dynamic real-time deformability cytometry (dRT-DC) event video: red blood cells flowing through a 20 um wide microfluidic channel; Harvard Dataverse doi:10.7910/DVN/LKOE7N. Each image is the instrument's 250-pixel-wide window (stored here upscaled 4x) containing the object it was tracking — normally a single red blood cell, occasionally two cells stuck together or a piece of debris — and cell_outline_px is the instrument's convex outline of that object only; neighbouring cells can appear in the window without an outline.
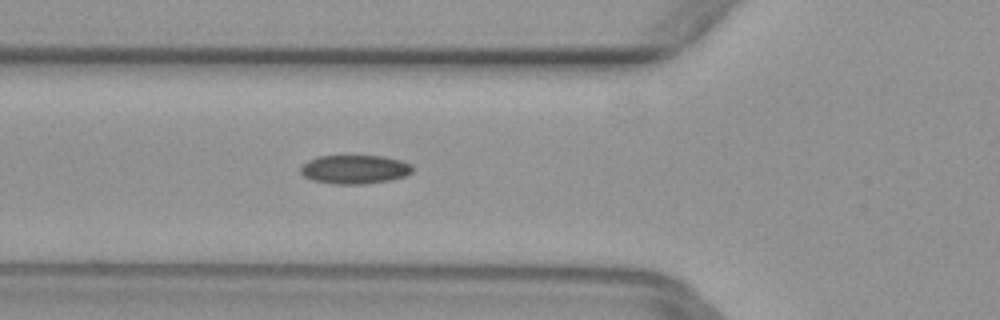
{"species": "common noctule bat (a hibernating species)", "species_latin": "Nyctalus noctula", "temperature_condition": "warm", "stored_images_in_passage": 51, "camera_frame_rate_fps": 3000, "um_per_image_px": 0.085, "animal": {"sex": "female", "body_mass_g": 29.2, "forearm_length_mm": 56.3}, "frame": {"image": 1, "passage_image": 19, "time_ms": 6.0, "image_size_px": [1000, 320], "cell_outline_px": [[412, 172], [404, 176], [388, 180], [364, 184], [332, 184], [312, 180], [304, 176], [300, 172], [300, 168], [308, 160], [316, 156], [384, 156], [400, 160], [412, 164]], "centroid_in_image_um": [30.13, 14.39], "position_along_channel_um": 95.7, "area_um2": 18.79}}
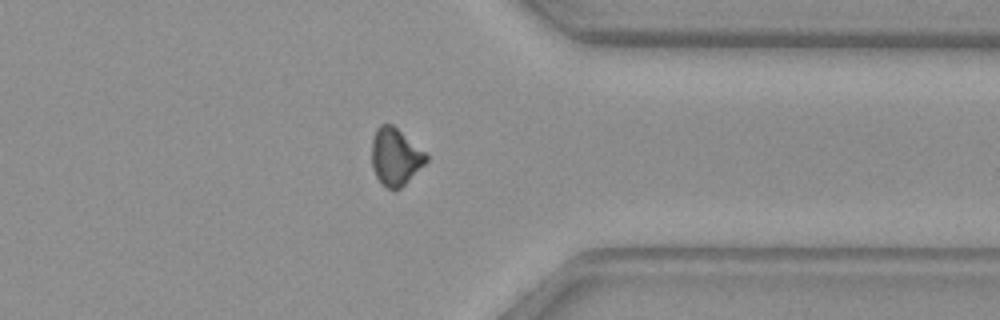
{"frame": {"image": 2, "passage_image": 40, "time_ms": 13.0, "image_size_px": [1000, 320], "cell_outline_px": [[428, 160], [396, 192], [380, 184], [372, 168], [372, 136], [376, 128], [380, 124], [392, 124], [424, 152], [428, 156]], "centroid_in_image_um": [33.56, 13.34], "position_along_channel_um": 377.8, "area_um2": 18.03}}
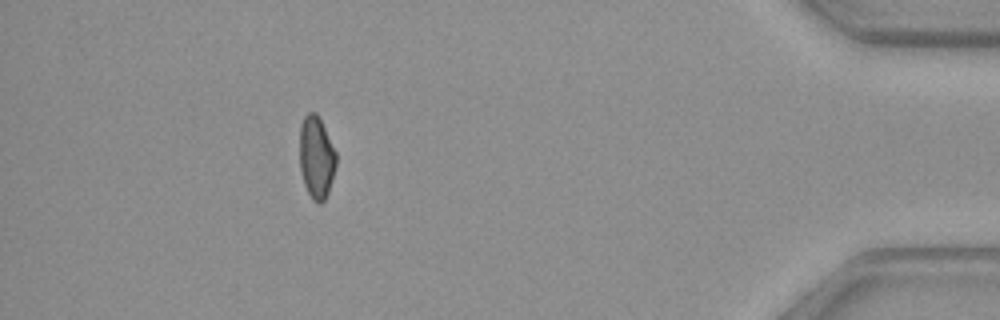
{"frame": {"image": 3, "passage_image": 46, "time_ms": 15.0, "image_size_px": [1000, 320], "cell_outline_px": [[336, 164], [328, 192], [324, 200], [320, 204], [316, 204], [312, 200], [304, 184], [300, 172], [300, 124], [304, 116], [308, 112], [316, 112], [336, 152]], "centroid_in_image_um": [26.87, 13.39], "position_along_channel_um": 408.3, "area_um2": 17.46}}